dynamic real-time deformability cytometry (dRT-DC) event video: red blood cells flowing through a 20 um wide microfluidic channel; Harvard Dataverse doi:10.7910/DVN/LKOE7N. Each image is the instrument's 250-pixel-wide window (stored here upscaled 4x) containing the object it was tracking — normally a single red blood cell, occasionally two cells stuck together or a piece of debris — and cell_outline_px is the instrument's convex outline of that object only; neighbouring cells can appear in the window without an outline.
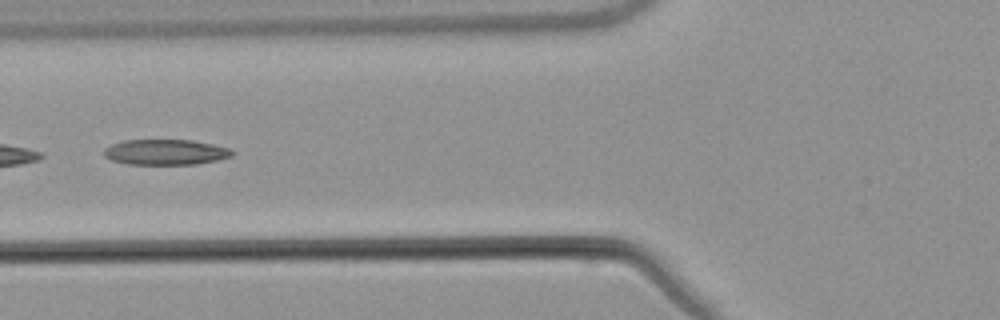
{"species": "common noctule bat (a hibernating species)", "species_latin": "Nyctalus noctula", "temperature_condition": "warm", "stored_images_in_passage": 6, "camera_frame_rate_fps": 3000, "um_per_image_px": 0.085, "animal": {"sex": "male", "body_mass_g": 21.5, "forearm_length_mm": 52.0}, "frame": {"image": 1, "passage_image": 6, "time_ms": 6.0, "image_size_px": [1000, 320], "cell_outline_px": [[236, 152], [232, 156], [216, 160], [196, 164], [128, 164], [112, 160], [104, 156], [104, 148], [112, 144], [124, 140], [192, 140], [212, 144], [228, 148]], "centroid_in_image_um": [14.07, 12.93], "position_along_channel_um": 111.7, "area_um2": 18.96}}